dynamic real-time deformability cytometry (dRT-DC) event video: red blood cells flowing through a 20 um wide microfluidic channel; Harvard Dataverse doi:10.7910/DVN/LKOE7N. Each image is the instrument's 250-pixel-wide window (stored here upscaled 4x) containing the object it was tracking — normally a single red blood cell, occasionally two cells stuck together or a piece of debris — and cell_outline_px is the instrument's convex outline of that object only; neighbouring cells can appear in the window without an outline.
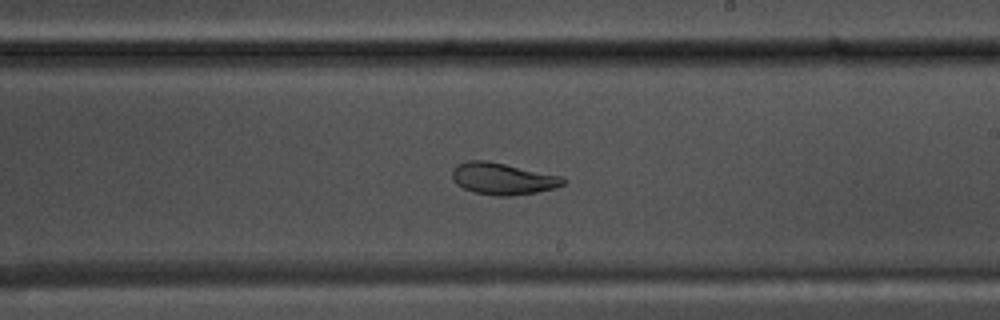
{"species": "common noctule bat (a hibernating species)", "species_latin": "Nyctalus noctula", "temperature_condition": "warm", "stored_images_in_passage": 51, "camera_frame_rate_fps": 3000, "um_per_image_px": 0.085, "animal": {"sex": "male", "body_mass_g": 17.5, "forearm_length_mm": 52.3}, "frame": {"image": 1, "passage_image": 27, "time_ms": 8.667, "image_size_px": [1000, 320], "cell_outline_px": [[568, 180], [564, 184], [556, 188], [536, 192], [508, 196], [496, 196], [476, 192], [464, 188], [456, 184], [452, 180], [452, 172], [456, 164], [468, 160], [488, 160], [564, 176]], "centroid_in_image_um": [42.76, 15.17], "position_along_channel_um": 246.2, "area_um2": 20.81}}
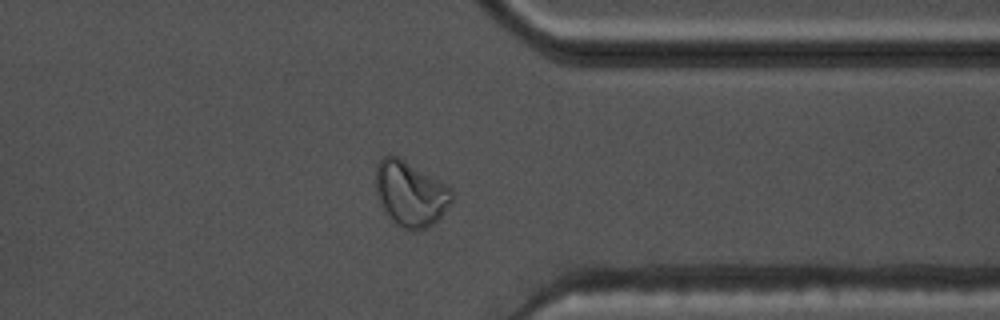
{"frame": {"image": 2, "passage_image": 38, "time_ms": 12.333, "image_size_px": [1000, 320], "cell_outline_px": [[456, 196], [444, 212], [432, 224], [420, 232], [412, 232], [400, 228], [392, 220], [380, 204], [376, 192], [376, 164], [384, 156], [396, 156], [452, 188]], "centroid_in_image_um": [34.9, 16.52], "position_along_channel_um": 376.5, "area_um2": 28.84}}
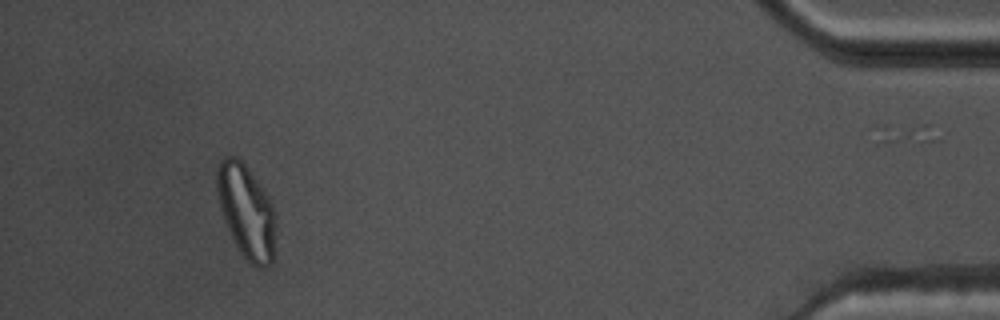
{"frame": {"image": 3, "passage_image": 46, "time_ms": 15.0, "image_size_px": [1000, 320], "cell_outline_px": [[276, 228], [272, 264], [264, 268], [256, 268], [244, 260], [220, 212], [216, 188], [216, 168], [220, 160], [224, 156], [232, 156], [240, 160], [248, 168], [272, 204], [276, 212]], "centroid_in_image_um": [20.94, 18.01], "position_along_channel_um": 414.3, "area_um2": 32.37}, "authors_computed_cell_mechanics": {"area_um2": 22.7154, "velocity_mm_per_s": 3.6756, "shape_relaxation_time_tau1_ms": null, "shape_relaxation_time_tau2_ms": 1.84, "deformation_change_tau1": null, "deformation_change_tau2": 0.0656}}